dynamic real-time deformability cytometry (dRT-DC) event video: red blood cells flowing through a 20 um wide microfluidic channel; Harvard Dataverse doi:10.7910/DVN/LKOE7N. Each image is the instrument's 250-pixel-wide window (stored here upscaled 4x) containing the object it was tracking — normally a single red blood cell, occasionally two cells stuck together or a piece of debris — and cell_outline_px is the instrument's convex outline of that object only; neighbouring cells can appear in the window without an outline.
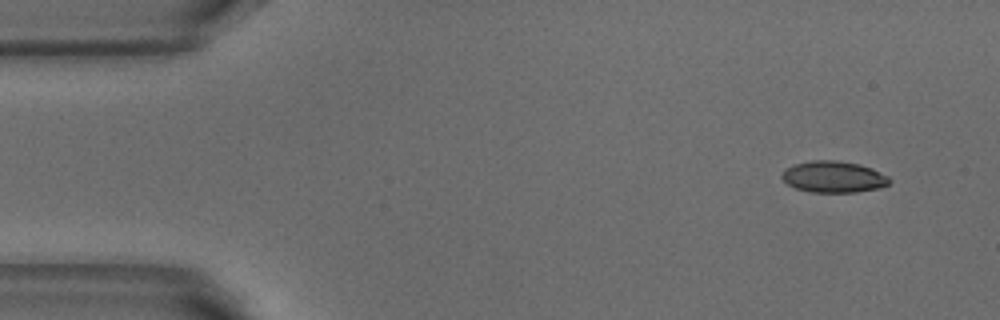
{"species": "common noctule bat (a hibernating species)", "species_latin": "Nyctalus noctula", "temperature_condition": "warm", "stored_images_in_passage": 3, "camera_frame_rate_fps": 3000, "um_per_image_px": 0.085, "animal": {"sex": "male", "body_mass_g": 18.8}, "frame": {"image": 1, "passage_image": 1, "time_ms": 0.0, "image_size_px": [1000, 320], "cell_outline_px": [[892, 180], [888, 184], [880, 188], [856, 192], [812, 192], [796, 188], [788, 184], [780, 176], [784, 168], [796, 164], [812, 160], [836, 160], [860, 164], [872, 168], [888, 176]], "centroid_in_image_um": [70.86, 15.02], "position_along_channel_um": 14.1, "area_um2": 19.77}}